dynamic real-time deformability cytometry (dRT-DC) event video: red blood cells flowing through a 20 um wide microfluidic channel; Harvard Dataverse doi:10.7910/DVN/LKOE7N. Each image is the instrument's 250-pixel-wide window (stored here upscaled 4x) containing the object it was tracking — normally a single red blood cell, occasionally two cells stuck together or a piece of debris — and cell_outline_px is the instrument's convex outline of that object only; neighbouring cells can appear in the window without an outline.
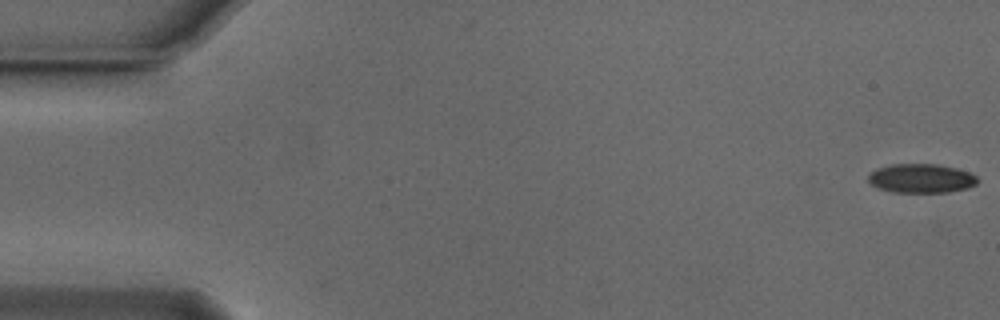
{"species": "Egyptian fruit bat (a non-hibernating species)", "species_latin": "Rousettus aegyptiacus", "temperature_condition": "cold", "stored_images_in_passage": 9, "camera_frame_rate_fps": 3000, "um_per_image_px": 0.085, "animal": {"sex": "male"}, "frame": {"image": 1, "passage_image": 1, "time_ms": 0.0, "image_size_px": [1000, 320], "cell_outline_px": [[976, 184], [968, 188], [948, 192], [892, 192], [876, 188], [868, 180], [868, 176], [876, 168], [892, 164], [936, 164], [956, 168], [968, 172], [976, 176]], "centroid_in_image_um": [78.27, 15.16], "position_along_channel_um": 6.7, "area_um2": 18.44}}